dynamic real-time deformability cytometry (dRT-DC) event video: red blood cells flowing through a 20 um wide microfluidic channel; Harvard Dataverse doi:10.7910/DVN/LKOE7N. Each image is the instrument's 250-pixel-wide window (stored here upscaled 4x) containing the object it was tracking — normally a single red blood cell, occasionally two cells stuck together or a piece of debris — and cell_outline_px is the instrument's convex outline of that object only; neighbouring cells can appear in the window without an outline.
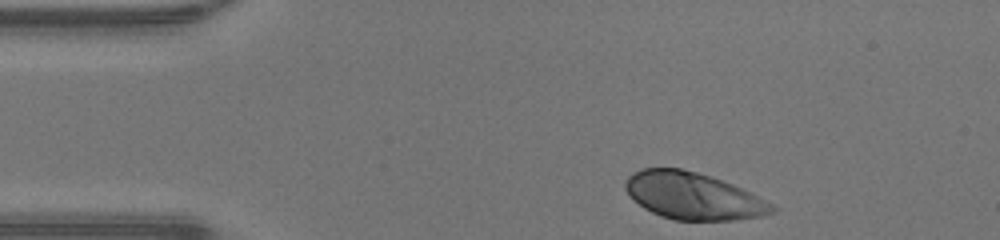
{"species": "human", "species_latin": "Homo sapiens", "temperature_condition": "warm", "stored_images_in_passage": 32, "camera_frame_rate_fps": 3000, "um_per_image_px": 0.085, "donor": {"sex": "male"}, "frame": {"image": 1, "passage_image": 1, "time_ms": 0.0, "image_size_px": [1000, 240], "cell_outline_px": [[776, 212], [760, 216], [732, 220], [676, 220], [660, 216], [644, 208], [632, 200], [624, 188], [624, 184], [628, 176], [632, 172], [644, 168], [680, 168], [712, 176], [732, 184], [772, 204], [776, 208]], "centroid_in_image_um": [58.86, 16.65], "position_along_channel_um": 26.1, "area_um2": 40.0}}
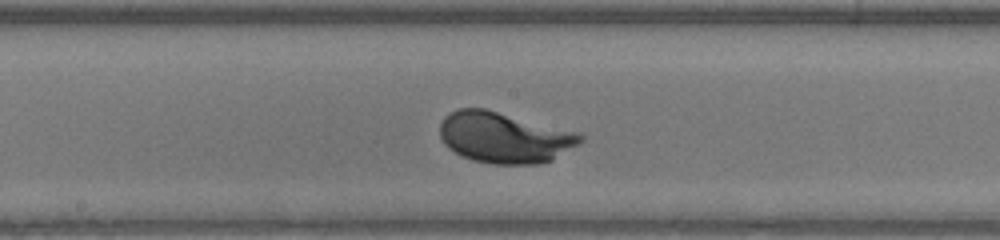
{"frame": {"image": 2, "passage_image": 18, "time_ms": 5.667, "image_size_px": [1000, 240], "cell_outline_px": [[584, 140], [552, 160], [540, 164], [492, 164], [472, 160], [460, 156], [448, 148], [444, 144], [440, 136], [440, 124], [444, 116], [460, 108], [484, 108], [580, 132], [584, 136]], "centroid_in_image_um": [42.87, 11.69], "position_along_channel_um": 205.3, "area_um2": 41.91}}
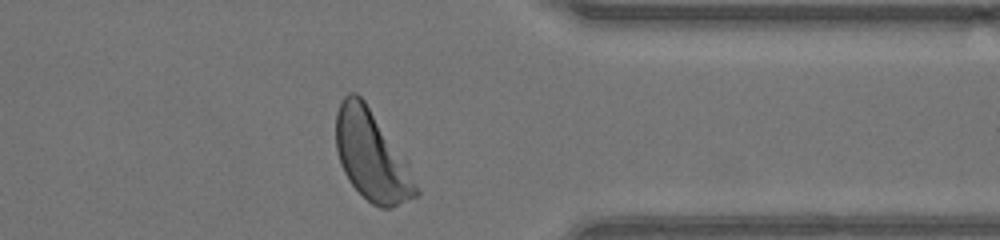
{"frame": {"image": 3, "passage_image": 31, "time_ms": 10.0, "image_size_px": [1000, 240], "cell_outline_px": [[420, 196], [392, 208], [380, 208], [372, 204], [348, 180], [340, 164], [336, 148], [336, 112], [340, 100], [348, 92], [356, 92], [364, 100], [408, 160], [420, 192]], "centroid_in_image_um": [31.62, 13.24], "position_along_channel_um": 379.8, "area_um2": 42.48}, "authors_computed_cell_mechanics": {"area_um2": 40.0843, "velocity_mm_per_s": 4.2846, "shape_relaxation_time_tau1_ms": 1.7476, "shape_relaxation_time_tau2_ms": null, "deformation_change_tau1": 0.1666, "deformation_change_tau2": null}}